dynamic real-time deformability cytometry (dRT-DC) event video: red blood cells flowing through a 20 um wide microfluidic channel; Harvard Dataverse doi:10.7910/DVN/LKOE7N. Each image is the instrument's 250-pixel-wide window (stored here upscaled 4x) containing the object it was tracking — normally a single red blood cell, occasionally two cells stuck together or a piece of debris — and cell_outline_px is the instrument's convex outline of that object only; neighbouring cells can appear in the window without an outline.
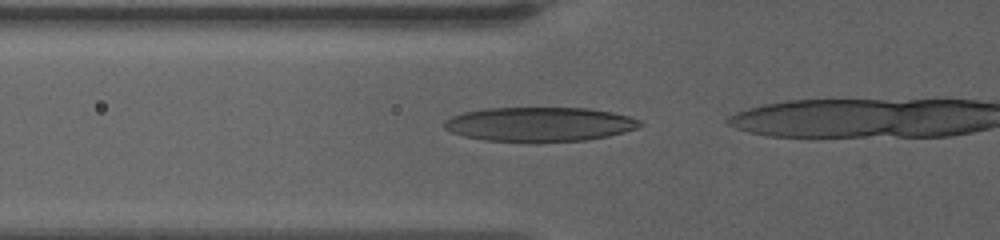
{"species": "human", "species_latin": "Homo sapiens", "temperature_condition": "warm", "stored_images_in_passage": 7, "camera_frame_rate_fps": 3000, "um_per_image_px": 0.085, "donor": {"sex": "female"}, "frame": {"image": 1, "passage_image": 2, "time_ms": 0.333, "image_size_px": [1000, 240], "cell_outline_px": [[644, 124], [636, 128], [624, 132], [608, 136], [588, 140], [536, 144], [484, 140], [464, 136], [452, 132], [444, 128], [444, 120], [452, 116], [464, 112], [488, 108], [588, 108], [612, 112], [628, 116], [640, 120]], "centroid_in_image_um": [45.86, 10.59], "position_along_channel_um": 79.9, "area_um2": 39.94}}
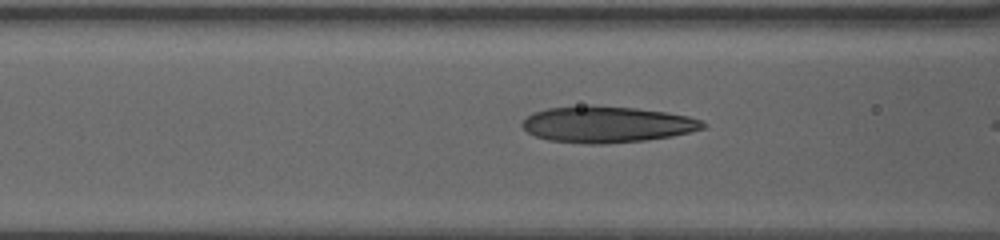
{"frame": {"image": 2, "passage_image": 5, "time_ms": 1.333, "image_size_px": [1000, 240], "cell_outline_px": [[708, 124], [704, 128], [672, 136], [644, 140], [604, 144], [584, 144], [548, 140], [536, 136], [528, 132], [520, 124], [528, 116], [536, 112], [548, 108], [592, 104], [636, 108], [668, 112], [688, 116], [700, 120]], "centroid_in_image_um": [51.59, 10.56], "position_along_channel_um": 115.0, "area_um2": 38.32}}